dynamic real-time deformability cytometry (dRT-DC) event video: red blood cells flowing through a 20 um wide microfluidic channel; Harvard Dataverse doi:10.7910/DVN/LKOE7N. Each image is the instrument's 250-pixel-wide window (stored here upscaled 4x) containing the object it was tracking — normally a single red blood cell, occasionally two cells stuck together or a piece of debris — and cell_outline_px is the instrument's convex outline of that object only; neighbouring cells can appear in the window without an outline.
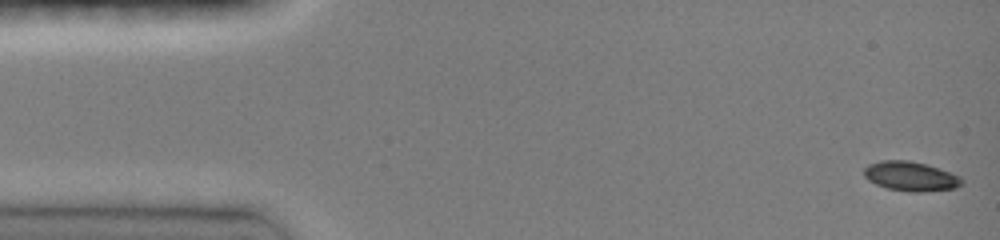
{"species": "common noctule bat (a hibernating species)", "species_latin": "Nyctalus noctula", "temperature_condition": "room temperature", "stored_images_in_passage": 31, "camera_frame_rate_fps": 3000, "um_per_image_px": 0.085, "animal": {"sex": "female", "body_mass_g": 19.0, "forearm_length_mm": 51.5}, "frame": {"image": 1, "passage_image": 1, "time_ms": 0.0, "image_size_px": [1000, 240], "cell_outline_px": [[964, 184], [956, 188], [924, 192], [908, 192], [888, 188], [876, 184], [868, 180], [864, 176], [864, 168], [868, 164], [880, 160], [908, 160], [928, 164], [960, 176], [964, 180]], "centroid_in_image_um": [77.43, 14.98], "position_along_channel_um": 7.6, "area_um2": 17.05}}
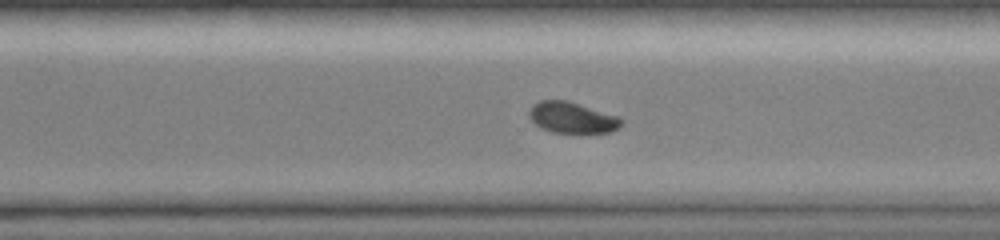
{"frame": {"image": 2, "passage_image": 22, "time_ms": 7.0, "image_size_px": [1000, 240], "cell_outline_px": [[624, 124], [620, 128], [612, 132], [552, 132], [540, 128], [528, 116], [528, 112], [532, 104], [540, 100], [568, 100], [620, 116], [624, 120]], "centroid_in_image_um": [48.67, 9.98], "position_along_channel_um": 321.9, "area_um2": 16.99}}
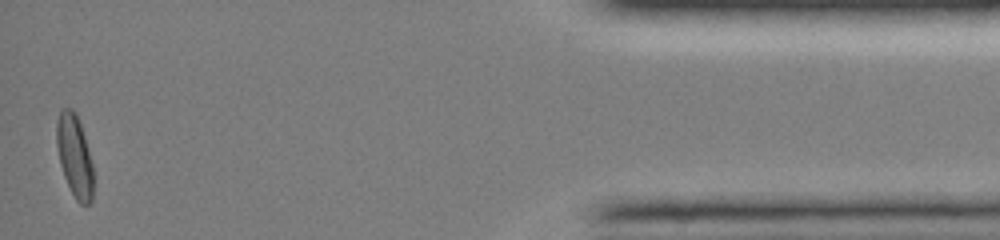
{"frame": {"image": 3, "passage_image": 31, "time_ms": 10.0, "image_size_px": [1000, 240], "cell_outline_px": [[92, 200], [88, 204], [80, 204], [76, 200], [64, 176], [60, 164], [56, 144], [56, 124], [60, 108], [72, 108], [76, 112], [88, 148], [92, 164]], "centroid_in_image_um": [6.31, 13.21], "position_along_channel_um": 428.9, "area_um2": 17.46}}